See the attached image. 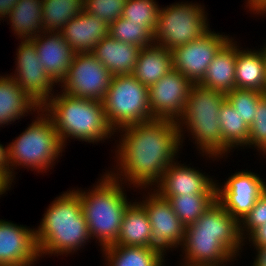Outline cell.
<instances>
[{
  "instance_id": "cell-19",
  "label": "cell",
  "mask_w": 266,
  "mask_h": 266,
  "mask_svg": "<svg viewBox=\"0 0 266 266\" xmlns=\"http://www.w3.org/2000/svg\"><path fill=\"white\" fill-rule=\"evenodd\" d=\"M185 266H224L236 257L220 240L219 235L185 231L182 244ZM223 264V265H222Z\"/></svg>"
},
{
  "instance_id": "cell-45",
  "label": "cell",
  "mask_w": 266,
  "mask_h": 266,
  "mask_svg": "<svg viewBox=\"0 0 266 266\" xmlns=\"http://www.w3.org/2000/svg\"><path fill=\"white\" fill-rule=\"evenodd\" d=\"M7 266H31V265H7Z\"/></svg>"
},
{
  "instance_id": "cell-16",
  "label": "cell",
  "mask_w": 266,
  "mask_h": 266,
  "mask_svg": "<svg viewBox=\"0 0 266 266\" xmlns=\"http://www.w3.org/2000/svg\"><path fill=\"white\" fill-rule=\"evenodd\" d=\"M157 184L154 191L160 196L216 194L217 185L212 178L177 161L168 166Z\"/></svg>"
},
{
  "instance_id": "cell-5",
  "label": "cell",
  "mask_w": 266,
  "mask_h": 266,
  "mask_svg": "<svg viewBox=\"0 0 266 266\" xmlns=\"http://www.w3.org/2000/svg\"><path fill=\"white\" fill-rule=\"evenodd\" d=\"M226 94L199 84H192L183 115L176 122L183 139V126L191 132L196 146L209 158H219L228 152L223 148L218 116ZM220 155V156H219ZM214 156V157H213Z\"/></svg>"
},
{
  "instance_id": "cell-32",
  "label": "cell",
  "mask_w": 266,
  "mask_h": 266,
  "mask_svg": "<svg viewBox=\"0 0 266 266\" xmlns=\"http://www.w3.org/2000/svg\"><path fill=\"white\" fill-rule=\"evenodd\" d=\"M109 35L140 48L154 43L153 31L145 23L129 22L124 17H119L109 25Z\"/></svg>"
},
{
  "instance_id": "cell-39",
  "label": "cell",
  "mask_w": 266,
  "mask_h": 266,
  "mask_svg": "<svg viewBox=\"0 0 266 266\" xmlns=\"http://www.w3.org/2000/svg\"><path fill=\"white\" fill-rule=\"evenodd\" d=\"M249 242L252 241L254 247L266 246V224L256 228L249 236ZM251 239V240H250Z\"/></svg>"
},
{
  "instance_id": "cell-15",
  "label": "cell",
  "mask_w": 266,
  "mask_h": 266,
  "mask_svg": "<svg viewBox=\"0 0 266 266\" xmlns=\"http://www.w3.org/2000/svg\"><path fill=\"white\" fill-rule=\"evenodd\" d=\"M38 257L35 229L0 220V266L34 265Z\"/></svg>"
},
{
  "instance_id": "cell-17",
  "label": "cell",
  "mask_w": 266,
  "mask_h": 266,
  "mask_svg": "<svg viewBox=\"0 0 266 266\" xmlns=\"http://www.w3.org/2000/svg\"><path fill=\"white\" fill-rule=\"evenodd\" d=\"M30 40L34 43L39 62L46 72L55 83L61 84L76 53L64 40L61 32H42Z\"/></svg>"
},
{
  "instance_id": "cell-22",
  "label": "cell",
  "mask_w": 266,
  "mask_h": 266,
  "mask_svg": "<svg viewBox=\"0 0 266 266\" xmlns=\"http://www.w3.org/2000/svg\"><path fill=\"white\" fill-rule=\"evenodd\" d=\"M232 40L217 52L199 85L225 94L236 88L235 68L239 46Z\"/></svg>"
},
{
  "instance_id": "cell-10",
  "label": "cell",
  "mask_w": 266,
  "mask_h": 266,
  "mask_svg": "<svg viewBox=\"0 0 266 266\" xmlns=\"http://www.w3.org/2000/svg\"><path fill=\"white\" fill-rule=\"evenodd\" d=\"M209 30L199 39L173 49V68L186 76L193 84H198L217 52L230 40Z\"/></svg>"
},
{
  "instance_id": "cell-25",
  "label": "cell",
  "mask_w": 266,
  "mask_h": 266,
  "mask_svg": "<svg viewBox=\"0 0 266 266\" xmlns=\"http://www.w3.org/2000/svg\"><path fill=\"white\" fill-rule=\"evenodd\" d=\"M115 244L151 248V225L139 202H131L126 208Z\"/></svg>"
},
{
  "instance_id": "cell-24",
  "label": "cell",
  "mask_w": 266,
  "mask_h": 266,
  "mask_svg": "<svg viewBox=\"0 0 266 266\" xmlns=\"http://www.w3.org/2000/svg\"><path fill=\"white\" fill-rule=\"evenodd\" d=\"M40 108L41 106L23 91L11 76H0L1 126L11 124L26 113L35 112Z\"/></svg>"
},
{
  "instance_id": "cell-44",
  "label": "cell",
  "mask_w": 266,
  "mask_h": 266,
  "mask_svg": "<svg viewBox=\"0 0 266 266\" xmlns=\"http://www.w3.org/2000/svg\"><path fill=\"white\" fill-rule=\"evenodd\" d=\"M262 51H263V59H264V63H265V74H266V46H264V48H262Z\"/></svg>"
},
{
  "instance_id": "cell-29",
  "label": "cell",
  "mask_w": 266,
  "mask_h": 266,
  "mask_svg": "<svg viewBox=\"0 0 266 266\" xmlns=\"http://www.w3.org/2000/svg\"><path fill=\"white\" fill-rule=\"evenodd\" d=\"M84 10V0H43V32H60L62 28Z\"/></svg>"
},
{
  "instance_id": "cell-40",
  "label": "cell",
  "mask_w": 266,
  "mask_h": 266,
  "mask_svg": "<svg viewBox=\"0 0 266 266\" xmlns=\"http://www.w3.org/2000/svg\"><path fill=\"white\" fill-rule=\"evenodd\" d=\"M247 6H249V10L254 14H266V0H247ZM256 11V12H255Z\"/></svg>"
},
{
  "instance_id": "cell-30",
  "label": "cell",
  "mask_w": 266,
  "mask_h": 266,
  "mask_svg": "<svg viewBox=\"0 0 266 266\" xmlns=\"http://www.w3.org/2000/svg\"><path fill=\"white\" fill-rule=\"evenodd\" d=\"M218 120L223 139V148L227 152H230V149L237 145L243 147L246 145L247 147L249 127L227 100L222 104Z\"/></svg>"
},
{
  "instance_id": "cell-34",
  "label": "cell",
  "mask_w": 266,
  "mask_h": 266,
  "mask_svg": "<svg viewBox=\"0 0 266 266\" xmlns=\"http://www.w3.org/2000/svg\"><path fill=\"white\" fill-rule=\"evenodd\" d=\"M159 9L154 0H127L122 17L129 19V22L145 23L154 32Z\"/></svg>"
},
{
  "instance_id": "cell-3",
  "label": "cell",
  "mask_w": 266,
  "mask_h": 266,
  "mask_svg": "<svg viewBox=\"0 0 266 266\" xmlns=\"http://www.w3.org/2000/svg\"><path fill=\"white\" fill-rule=\"evenodd\" d=\"M41 108L51 117L63 146L68 137L95 143L114 135L103 101L77 98L62 92L50 97Z\"/></svg>"
},
{
  "instance_id": "cell-1",
  "label": "cell",
  "mask_w": 266,
  "mask_h": 266,
  "mask_svg": "<svg viewBox=\"0 0 266 266\" xmlns=\"http://www.w3.org/2000/svg\"><path fill=\"white\" fill-rule=\"evenodd\" d=\"M118 131L124 133L120 135L116 152L119 171H111L110 175L121 182L125 179L134 187L157 185L164 171L176 160L174 157L182 145L176 122L153 119Z\"/></svg>"
},
{
  "instance_id": "cell-9",
  "label": "cell",
  "mask_w": 266,
  "mask_h": 266,
  "mask_svg": "<svg viewBox=\"0 0 266 266\" xmlns=\"http://www.w3.org/2000/svg\"><path fill=\"white\" fill-rule=\"evenodd\" d=\"M113 74L91 53H76L61 82L63 92L77 98L103 101Z\"/></svg>"
},
{
  "instance_id": "cell-4",
  "label": "cell",
  "mask_w": 266,
  "mask_h": 266,
  "mask_svg": "<svg viewBox=\"0 0 266 266\" xmlns=\"http://www.w3.org/2000/svg\"><path fill=\"white\" fill-rule=\"evenodd\" d=\"M102 177L91 191L78 189L76 192L90 237L96 238L103 249L117 242L124 212L131 201H127L123 182L114 179L109 171Z\"/></svg>"
},
{
  "instance_id": "cell-36",
  "label": "cell",
  "mask_w": 266,
  "mask_h": 266,
  "mask_svg": "<svg viewBox=\"0 0 266 266\" xmlns=\"http://www.w3.org/2000/svg\"><path fill=\"white\" fill-rule=\"evenodd\" d=\"M256 114L253 124L249 127L247 145L255 146L264 155L266 154V95L259 101Z\"/></svg>"
},
{
  "instance_id": "cell-23",
  "label": "cell",
  "mask_w": 266,
  "mask_h": 266,
  "mask_svg": "<svg viewBox=\"0 0 266 266\" xmlns=\"http://www.w3.org/2000/svg\"><path fill=\"white\" fill-rule=\"evenodd\" d=\"M172 69V52L153 43L140 49L132 75L149 88Z\"/></svg>"
},
{
  "instance_id": "cell-6",
  "label": "cell",
  "mask_w": 266,
  "mask_h": 266,
  "mask_svg": "<svg viewBox=\"0 0 266 266\" xmlns=\"http://www.w3.org/2000/svg\"><path fill=\"white\" fill-rule=\"evenodd\" d=\"M37 112L34 122L32 121L29 127L10 144L13 168L26 166L39 173L54 166L52 164L58 159L64 147L51 117L43 108L38 109Z\"/></svg>"
},
{
  "instance_id": "cell-37",
  "label": "cell",
  "mask_w": 266,
  "mask_h": 266,
  "mask_svg": "<svg viewBox=\"0 0 266 266\" xmlns=\"http://www.w3.org/2000/svg\"><path fill=\"white\" fill-rule=\"evenodd\" d=\"M263 224H266V191L257 199L249 213L239 222V232L242 240L247 239L246 235L249 236ZM243 231H247V234L244 235Z\"/></svg>"
},
{
  "instance_id": "cell-14",
  "label": "cell",
  "mask_w": 266,
  "mask_h": 266,
  "mask_svg": "<svg viewBox=\"0 0 266 266\" xmlns=\"http://www.w3.org/2000/svg\"><path fill=\"white\" fill-rule=\"evenodd\" d=\"M264 192L262 178L244 170L231 175L224 186L216 185V201L240 222Z\"/></svg>"
},
{
  "instance_id": "cell-13",
  "label": "cell",
  "mask_w": 266,
  "mask_h": 266,
  "mask_svg": "<svg viewBox=\"0 0 266 266\" xmlns=\"http://www.w3.org/2000/svg\"><path fill=\"white\" fill-rule=\"evenodd\" d=\"M17 52L15 74L10 76L42 107L54 94L55 82L39 62V56L31 40H21Z\"/></svg>"
},
{
  "instance_id": "cell-26",
  "label": "cell",
  "mask_w": 266,
  "mask_h": 266,
  "mask_svg": "<svg viewBox=\"0 0 266 266\" xmlns=\"http://www.w3.org/2000/svg\"><path fill=\"white\" fill-rule=\"evenodd\" d=\"M261 49V51H260ZM237 48L235 68L236 88L251 89L266 93V74L263 51Z\"/></svg>"
},
{
  "instance_id": "cell-8",
  "label": "cell",
  "mask_w": 266,
  "mask_h": 266,
  "mask_svg": "<svg viewBox=\"0 0 266 266\" xmlns=\"http://www.w3.org/2000/svg\"><path fill=\"white\" fill-rule=\"evenodd\" d=\"M206 11L200 4L176 3L159 9L153 42L172 51L209 31Z\"/></svg>"
},
{
  "instance_id": "cell-21",
  "label": "cell",
  "mask_w": 266,
  "mask_h": 266,
  "mask_svg": "<svg viewBox=\"0 0 266 266\" xmlns=\"http://www.w3.org/2000/svg\"><path fill=\"white\" fill-rule=\"evenodd\" d=\"M140 47L112 38L104 37L91 52L113 76L132 75Z\"/></svg>"
},
{
  "instance_id": "cell-43",
  "label": "cell",
  "mask_w": 266,
  "mask_h": 266,
  "mask_svg": "<svg viewBox=\"0 0 266 266\" xmlns=\"http://www.w3.org/2000/svg\"><path fill=\"white\" fill-rule=\"evenodd\" d=\"M10 187L0 178V195L6 193V190H9Z\"/></svg>"
},
{
  "instance_id": "cell-18",
  "label": "cell",
  "mask_w": 266,
  "mask_h": 266,
  "mask_svg": "<svg viewBox=\"0 0 266 266\" xmlns=\"http://www.w3.org/2000/svg\"><path fill=\"white\" fill-rule=\"evenodd\" d=\"M185 231L197 234L219 235V240L235 255L244 245L239 232V222L233 218L217 201ZM243 242V243H242Z\"/></svg>"
},
{
  "instance_id": "cell-31",
  "label": "cell",
  "mask_w": 266,
  "mask_h": 266,
  "mask_svg": "<svg viewBox=\"0 0 266 266\" xmlns=\"http://www.w3.org/2000/svg\"><path fill=\"white\" fill-rule=\"evenodd\" d=\"M167 199L174 213L186 226L193 224L216 201V194H196L180 196H161Z\"/></svg>"
},
{
  "instance_id": "cell-42",
  "label": "cell",
  "mask_w": 266,
  "mask_h": 266,
  "mask_svg": "<svg viewBox=\"0 0 266 266\" xmlns=\"http://www.w3.org/2000/svg\"><path fill=\"white\" fill-rule=\"evenodd\" d=\"M257 250V257L254 260L252 266H266V246L264 247H255Z\"/></svg>"
},
{
  "instance_id": "cell-11",
  "label": "cell",
  "mask_w": 266,
  "mask_h": 266,
  "mask_svg": "<svg viewBox=\"0 0 266 266\" xmlns=\"http://www.w3.org/2000/svg\"><path fill=\"white\" fill-rule=\"evenodd\" d=\"M146 200L139 203L144 207L151 225V248L163 254L170 248L182 247L185 225L174 213L170 202L153 191ZM169 248V249H168Z\"/></svg>"
},
{
  "instance_id": "cell-41",
  "label": "cell",
  "mask_w": 266,
  "mask_h": 266,
  "mask_svg": "<svg viewBox=\"0 0 266 266\" xmlns=\"http://www.w3.org/2000/svg\"><path fill=\"white\" fill-rule=\"evenodd\" d=\"M18 1L19 0H0V20H1V18H2V20H4L3 17L4 18L8 17L11 10L18 3Z\"/></svg>"
},
{
  "instance_id": "cell-35",
  "label": "cell",
  "mask_w": 266,
  "mask_h": 266,
  "mask_svg": "<svg viewBox=\"0 0 266 266\" xmlns=\"http://www.w3.org/2000/svg\"><path fill=\"white\" fill-rule=\"evenodd\" d=\"M127 0H84V11L110 25L122 17Z\"/></svg>"
},
{
  "instance_id": "cell-20",
  "label": "cell",
  "mask_w": 266,
  "mask_h": 266,
  "mask_svg": "<svg viewBox=\"0 0 266 266\" xmlns=\"http://www.w3.org/2000/svg\"><path fill=\"white\" fill-rule=\"evenodd\" d=\"M75 53L92 52L104 37L109 35V25L95 15L82 11L60 31Z\"/></svg>"
},
{
  "instance_id": "cell-33",
  "label": "cell",
  "mask_w": 266,
  "mask_h": 266,
  "mask_svg": "<svg viewBox=\"0 0 266 266\" xmlns=\"http://www.w3.org/2000/svg\"><path fill=\"white\" fill-rule=\"evenodd\" d=\"M266 95L251 89L235 88L226 94V100L237 110L244 122L250 127L256 117L259 101Z\"/></svg>"
},
{
  "instance_id": "cell-7",
  "label": "cell",
  "mask_w": 266,
  "mask_h": 266,
  "mask_svg": "<svg viewBox=\"0 0 266 266\" xmlns=\"http://www.w3.org/2000/svg\"><path fill=\"white\" fill-rule=\"evenodd\" d=\"M103 105L107 121L115 132L154 119L149 106L148 87L133 75L113 76Z\"/></svg>"
},
{
  "instance_id": "cell-28",
  "label": "cell",
  "mask_w": 266,
  "mask_h": 266,
  "mask_svg": "<svg viewBox=\"0 0 266 266\" xmlns=\"http://www.w3.org/2000/svg\"><path fill=\"white\" fill-rule=\"evenodd\" d=\"M42 3L43 0H19L11 10L7 18L18 38L30 40L43 32Z\"/></svg>"
},
{
  "instance_id": "cell-2",
  "label": "cell",
  "mask_w": 266,
  "mask_h": 266,
  "mask_svg": "<svg viewBox=\"0 0 266 266\" xmlns=\"http://www.w3.org/2000/svg\"><path fill=\"white\" fill-rule=\"evenodd\" d=\"M40 257L74 253L91 239L75 190L64 192L50 204L35 230Z\"/></svg>"
},
{
  "instance_id": "cell-27",
  "label": "cell",
  "mask_w": 266,
  "mask_h": 266,
  "mask_svg": "<svg viewBox=\"0 0 266 266\" xmlns=\"http://www.w3.org/2000/svg\"><path fill=\"white\" fill-rule=\"evenodd\" d=\"M102 251L107 266H164L165 254L155 248L114 244Z\"/></svg>"
},
{
  "instance_id": "cell-12",
  "label": "cell",
  "mask_w": 266,
  "mask_h": 266,
  "mask_svg": "<svg viewBox=\"0 0 266 266\" xmlns=\"http://www.w3.org/2000/svg\"><path fill=\"white\" fill-rule=\"evenodd\" d=\"M193 83L174 68L148 88L149 106L154 119L177 122L183 115Z\"/></svg>"
},
{
  "instance_id": "cell-38",
  "label": "cell",
  "mask_w": 266,
  "mask_h": 266,
  "mask_svg": "<svg viewBox=\"0 0 266 266\" xmlns=\"http://www.w3.org/2000/svg\"><path fill=\"white\" fill-rule=\"evenodd\" d=\"M12 161L11 144L4 147L0 144V178L9 186L14 180V168Z\"/></svg>"
}]
</instances>
